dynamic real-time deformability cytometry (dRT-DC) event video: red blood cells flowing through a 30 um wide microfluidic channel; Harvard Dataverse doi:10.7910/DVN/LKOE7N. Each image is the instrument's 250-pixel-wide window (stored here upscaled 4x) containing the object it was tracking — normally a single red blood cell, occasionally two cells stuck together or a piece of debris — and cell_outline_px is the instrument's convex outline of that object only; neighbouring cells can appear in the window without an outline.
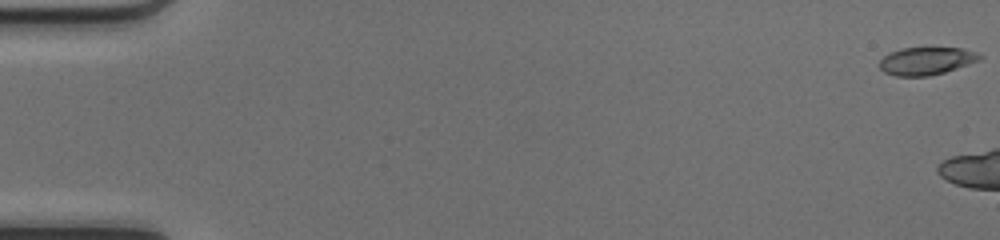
{"species": "common noctule bat (a hibernating species)", "species_latin": "Nyctalus noctula", "temperature_condition": "cold", "stored_images_in_passage": 8, "camera_frame_rate_fps": 3000, "um_per_image_px": 0.085, "animal": {"sex": "female", "body_mass_g": 17.0, "forearm_length_mm": 48.0}, "frame": {"image": 1, "passage_image": 1, "time_ms": 0.0, "image_size_px": [1000, 240], "cell_outline_px": [[984, 56], [980, 60], [944, 72], [928, 76], [896, 76], [884, 72], [880, 68], [880, 60], [888, 52], [900, 48], [960, 48], [976, 52]], "centroid_in_image_um": [78.72, 5.17], "position_along_channel_um": 6.3, "area_um2": 16.13}}